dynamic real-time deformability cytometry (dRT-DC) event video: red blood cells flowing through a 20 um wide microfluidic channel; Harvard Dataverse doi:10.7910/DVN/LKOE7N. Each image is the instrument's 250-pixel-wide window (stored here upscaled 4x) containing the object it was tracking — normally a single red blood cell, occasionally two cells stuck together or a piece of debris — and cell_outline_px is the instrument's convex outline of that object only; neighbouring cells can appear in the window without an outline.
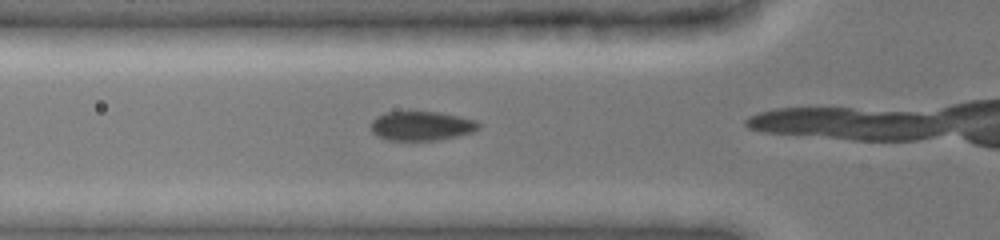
{"species": "common noctule bat (a hibernating species)", "species_latin": "Nyctalus noctula", "temperature_condition": "cold", "stored_images_in_passage": 5, "camera_frame_rate_fps": 3000, "um_per_image_px": 0.085, "animal": {"sex": "female", "body_mass_g": 19.0, "forearm_length_mm": 51.5}, "frame": {"image": 1, "passage_image": 4, "time_ms": 2.0, "image_size_px": [1000, 240], "cell_outline_px": [[480, 128], [472, 132], [456, 136], [436, 140], [388, 140], [372, 132], [372, 120], [376, 116], [384, 112], [440, 112], [460, 116], [476, 120], [480, 124]], "centroid_in_image_um": [35.84, 10.69], "position_along_channel_um": 90.0, "area_um2": 18.26}}